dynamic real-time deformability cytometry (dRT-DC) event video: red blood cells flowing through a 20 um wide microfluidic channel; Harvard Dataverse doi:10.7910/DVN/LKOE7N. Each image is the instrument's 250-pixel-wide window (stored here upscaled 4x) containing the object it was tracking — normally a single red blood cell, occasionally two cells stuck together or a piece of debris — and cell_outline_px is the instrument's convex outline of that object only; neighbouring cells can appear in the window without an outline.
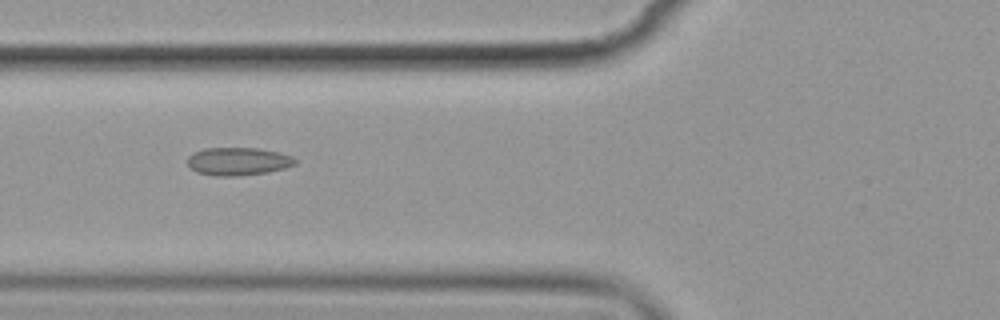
{"species": "common noctule bat (a hibernating species)", "species_latin": "Nyctalus noctula", "temperature_condition": "cold", "stored_images_in_passage": 12, "camera_frame_rate_fps": 3000, "um_per_image_px": 0.085, "animal": {"sex": "female", "body_mass_g": 19.9}, "frame": {"image": 1, "passage_image": 3, "time_ms": 2.333, "image_size_px": [1000, 320], "cell_outline_px": [[296, 164], [284, 168], [268, 172], [236, 176], [216, 176], [196, 172], [188, 164], [188, 156], [192, 152], [204, 148], [256, 148], [280, 152], [292, 156], [296, 160]], "centroid_in_image_um": [20.23, 13.71], "position_along_channel_um": 105.6, "area_um2": 17.57}}
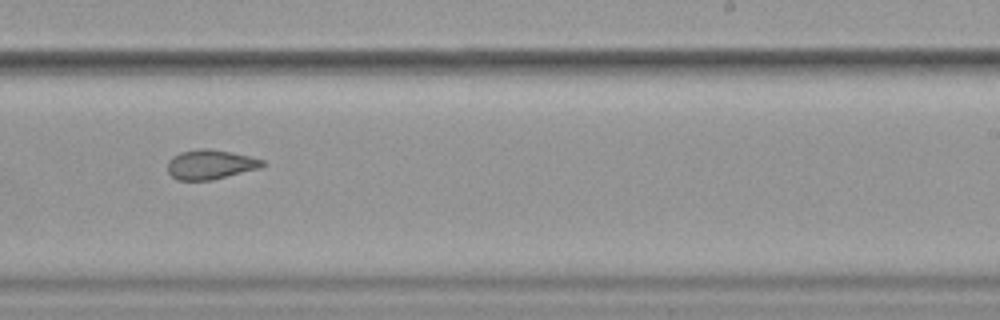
{"frame": {"image": 2, "passage_image": 7, "time_ms": 7.0, "image_size_px": [1000, 320], "cell_outline_px": [[264, 164], [260, 168], [212, 180], [176, 180], [168, 172], [168, 160], [172, 156], [180, 152], [200, 148], [208, 148], [232, 152], [264, 160]], "centroid_in_image_um": [17.85, 13.98], "position_along_channel_um": 271.1, "area_um2": 16.36}}
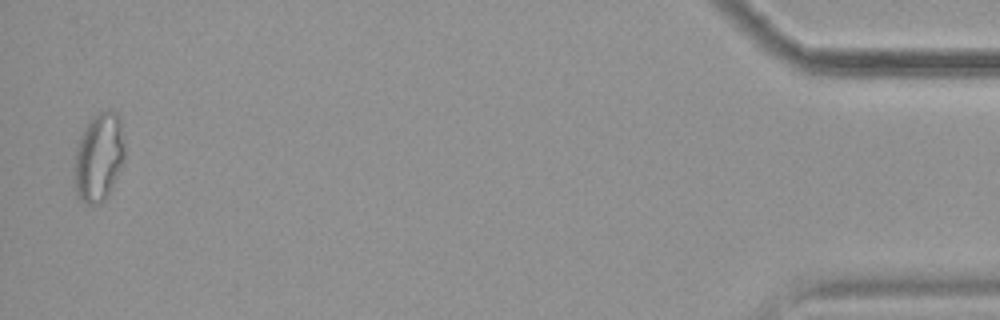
{"frame": {"image": 3, "passage_image": 12, "time_ms": 13.667, "image_size_px": [1000, 320], "cell_outline_px": [[124, 160], [108, 196], [100, 204], [88, 204], [80, 200], [76, 196], [72, 168], [76, 148], [80, 136], [84, 128], [92, 116], [108, 108], [112, 108], [120, 116], [124, 140]], "centroid_in_image_um": [8.38, 13.35], "position_along_channel_um": 426.8, "area_um2": 26.7}}